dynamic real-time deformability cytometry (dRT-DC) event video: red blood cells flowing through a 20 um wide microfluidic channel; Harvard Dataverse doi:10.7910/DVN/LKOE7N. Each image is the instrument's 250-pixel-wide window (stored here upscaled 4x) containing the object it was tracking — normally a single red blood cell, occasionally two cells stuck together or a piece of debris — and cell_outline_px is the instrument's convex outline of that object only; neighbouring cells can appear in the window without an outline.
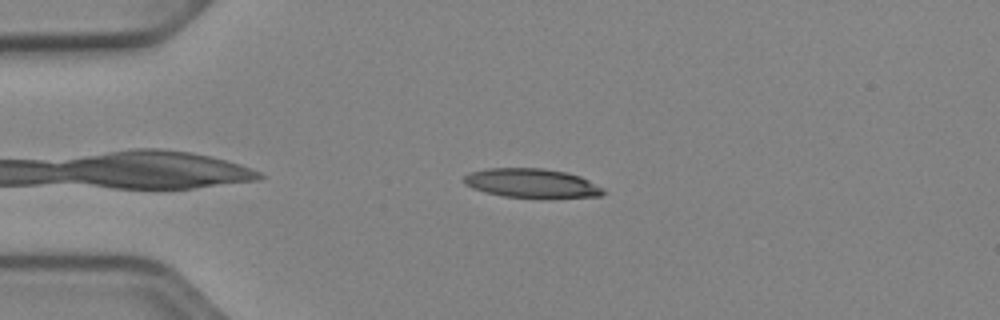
{"species": "Egyptian fruit bat (a non-hibernating species)", "species_latin": "Rousettus aegyptiacus", "temperature_condition": "cold", "stored_images_in_passage": 40, "camera_frame_rate_fps": 3000, "um_per_image_px": 0.085, "animal": {"sex": "female"}, "frame": {"image": 1, "passage_image": 10, "time_ms": 3.0, "image_size_px": [1000, 320], "cell_outline_px": [[604, 192], [600, 196], [552, 200], [544, 200], [504, 196], [484, 192], [472, 188], [464, 184], [464, 176], [468, 172], [488, 168], [544, 168], [568, 172], [580, 176], [604, 188]], "centroid_in_image_um": [45.23, 15.61], "position_along_channel_um": 39.8, "area_um2": 24.62}}
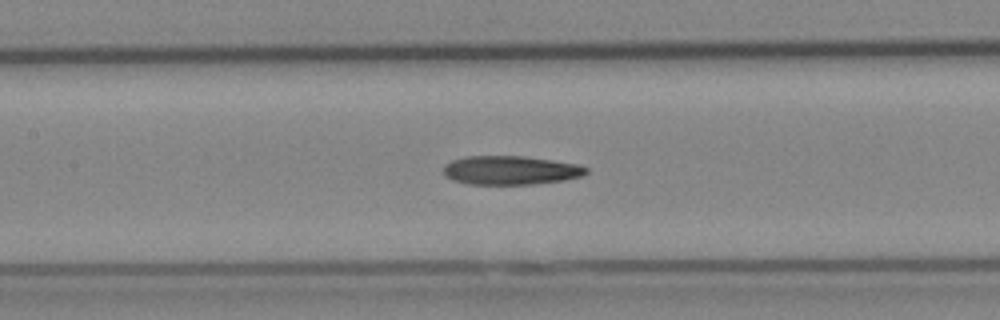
{"frame": {"image": 2, "passage_image": 22, "time_ms": 7.0, "image_size_px": [1000, 320], "cell_outline_px": [[588, 172], [584, 176], [564, 180], [532, 184], [468, 184], [452, 180], [444, 176], [444, 164], [452, 160], [464, 156], [524, 156], [552, 160], [576, 164], [588, 168]], "centroid_in_image_um": [43.38, 14.47], "position_along_channel_um": 164.0, "area_um2": 24.1}}
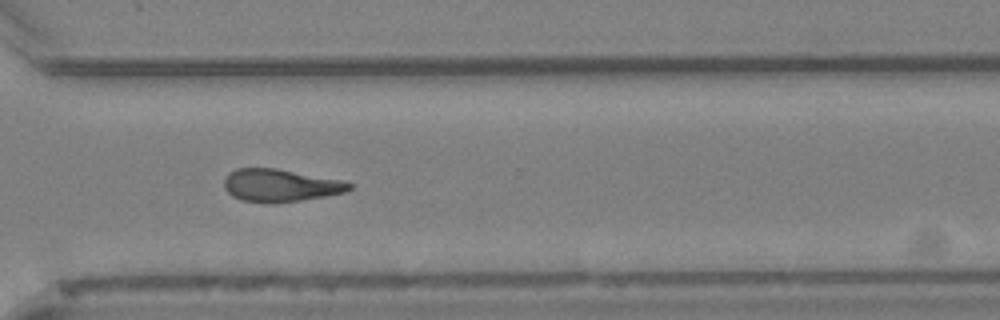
{"frame": {"image": 3, "passage_image": 36, "time_ms": 11.667, "image_size_px": [1000, 320], "cell_outline_px": [[352, 188], [344, 192], [324, 196], [300, 200], [272, 204], [268, 204], [240, 200], [232, 196], [224, 188], [224, 180], [236, 168], [276, 168], [340, 180], [352, 184]], "centroid_in_image_um": [23.79, 15.77], "position_along_channel_um": 346.8, "area_um2": 23.64}, "authors_computed_cell_mechanics": {"area_um2": 23.8425, "velocity_mm_per_s": 3.9199, "shape_relaxation_time_tau1_ms": null, "shape_relaxation_time_tau2_ms": 6.7849, "deformation_change_tau1": null, "deformation_change_tau2": 0.1885}}